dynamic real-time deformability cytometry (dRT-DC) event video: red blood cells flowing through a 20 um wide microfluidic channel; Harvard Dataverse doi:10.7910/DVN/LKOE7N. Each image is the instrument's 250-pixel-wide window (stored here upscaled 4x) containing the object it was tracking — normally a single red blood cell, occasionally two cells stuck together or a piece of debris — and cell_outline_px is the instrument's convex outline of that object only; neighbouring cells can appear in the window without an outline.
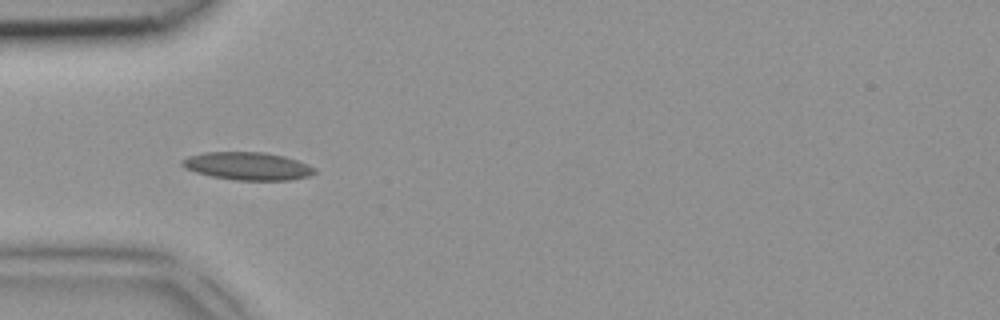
{"species": "common noctule bat (a hibernating species)", "species_latin": "Nyctalus noctula", "temperature_condition": "room temperature", "stored_images_in_passage": 4, "camera_frame_rate_fps": 3000, "um_per_image_px": 0.085, "animal": {"sex": "female", "body_mass_g": 18.4}, "frame": {"image": 1, "passage_image": 4, "time_ms": 1.0, "image_size_px": [1000, 320], "cell_outline_px": [[316, 172], [312, 176], [292, 180], [236, 180], [212, 176], [196, 172], [184, 168], [180, 164], [180, 160], [188, 156], [204, 152], [264, 152], [284, 156], [308, 164], [316, 168]], "centroid_in_image_um": [21.06, 14.12], "position_along_channel_um": 63.9, "area_um2": 21.68}}